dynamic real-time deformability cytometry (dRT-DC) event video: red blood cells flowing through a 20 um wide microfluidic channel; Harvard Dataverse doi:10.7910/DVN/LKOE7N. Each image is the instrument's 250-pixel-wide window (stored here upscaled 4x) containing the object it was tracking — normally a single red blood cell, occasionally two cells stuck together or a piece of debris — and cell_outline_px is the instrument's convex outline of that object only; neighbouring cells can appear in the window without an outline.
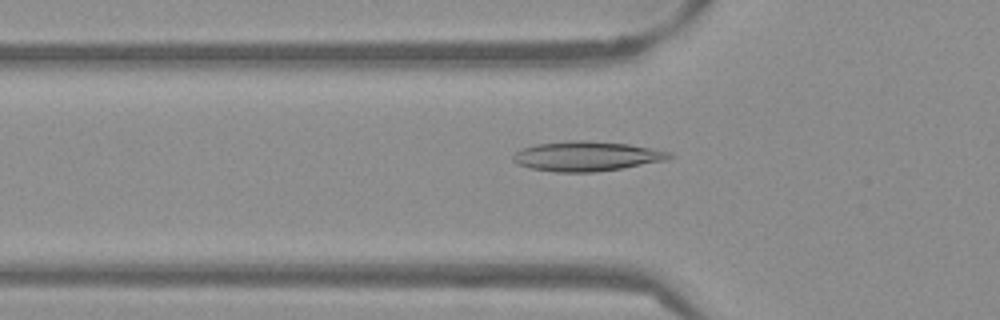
{"species": "Egyptian fruit bat (a non-hibernating species)", "species_latin": "Rousettus aegyptiacus", "temperature_condition": "warm", "stored_images_in_passage": 49, "camera_frame_rate_fps": 3000, "um_per_image_px": 0.085, "frame": {"image": 1, "passage_image": 14, "time_ms": 4.333, "image_size_px": [1000, 320], "cell_outline_px": [[676, 156], [668, 160], [596, 172], [556, 172], [532, 168], [516, 164], [512, 160], [512, 156], [516, 152], [524, 148], [536, 144], [568, 140], [588, 140], [628, 144], [672, 152]], "centroid_in_image_um": [49.88, 13.27], "position_along_channel_um": 75.9, "area_um2": 27.17}}
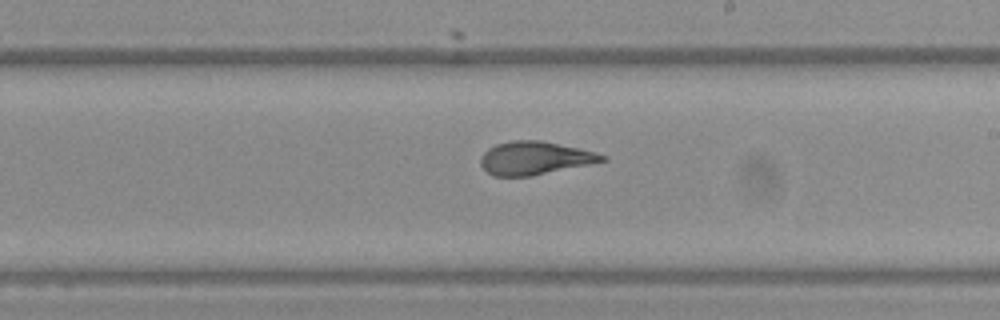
{"frame": {"image": 2, "passage_image": 27, "time_ms": 8.667, "image_size_px": [1000, 320], "cell_outline_px": [[608, 160], [592, 164], [532, 176], [492, 176], [480, 164], [480, 156], [488, 148], [496, 144], [512, 140], [540, 140], [596, 152], [608, 156]], "centroid_in_image_um": [45.47, 13.44], "position_along_channel_um": 243.5, "area_um2": 23.64}}
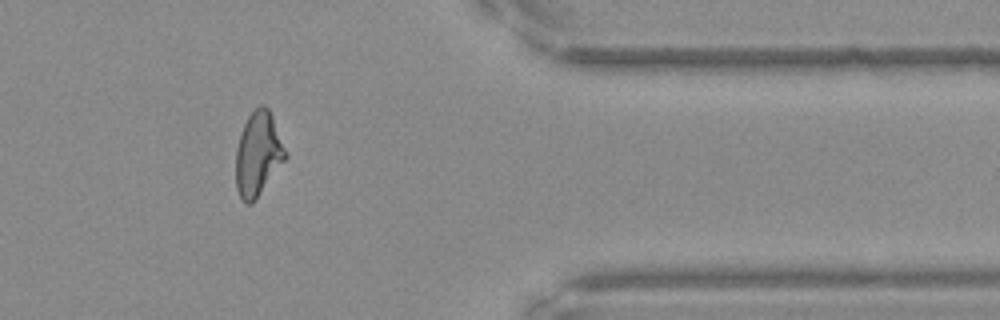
{"frame": {"image": 3, "passage_image": 40, "time_ms": 13.0, "image_size_px": [1000, 320], "cell_outline_px": [[288, 156], [252, 204], [244, 204], [236, 188], [236, 148], [240, 132], [248, 116], [260, 104], [264, 104], [268, 108], [272, 116], [288, 152]], "centroid_in_image_um": [21.94, 13.08], "position_along_channel_um": 389.5, "area_um2": 24.39}, "authors_computed_cell_mechanics": {"area_um2": 24.4494, "velocity_mm_per_s": 3.8434, "shape_relaxation_time_tau1_ms": 6.0701, "shape_relaxation_time_tau2_ms": 1.1624, "deformation_change_tau1": 0.2025, "deformation_change_tau2": 0.0735}}